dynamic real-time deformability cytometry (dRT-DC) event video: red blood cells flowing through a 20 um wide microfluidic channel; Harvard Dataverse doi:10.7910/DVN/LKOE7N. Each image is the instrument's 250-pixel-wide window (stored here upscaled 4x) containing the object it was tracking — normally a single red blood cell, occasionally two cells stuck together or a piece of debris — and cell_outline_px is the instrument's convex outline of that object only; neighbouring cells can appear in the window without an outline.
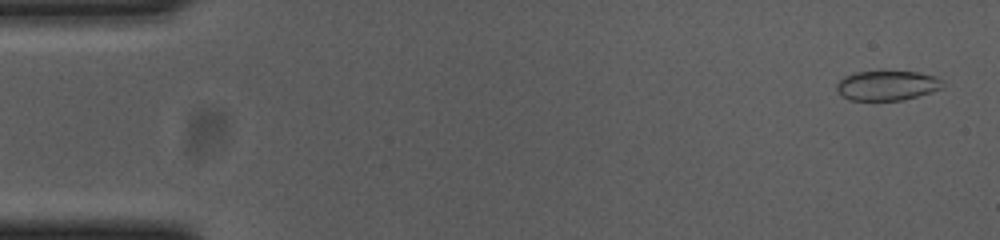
{"species": "common noctule bat (a hibernating species)", "species_latin": "Nyctalus noctula", "temperature_condition": "cold", "stored_images_in_passage": 16, "camera_frame_rate_fps": 3000, "um_per_image_px": 0.085, "animal": {"sex": "female", "body_mass_g": 23.0, "forearm_length_mm": 53.4}, "frame": {"image": 1, "passage_image": 2, "time_ms": 0.333, "image_size_px": [1000, 240], "cell_outline_px": [[944, 84], [940, 88], [904, 100], [848, 100], [840, 96], [836, 92], [836, 84], [844, 76], [856, 72], [880, 68], [916, 72], [936, 76]], "centroid_in_image_um": [75.32, 7.22], "position_along_channel_um": 9.7, "area_um2": 19.07}}
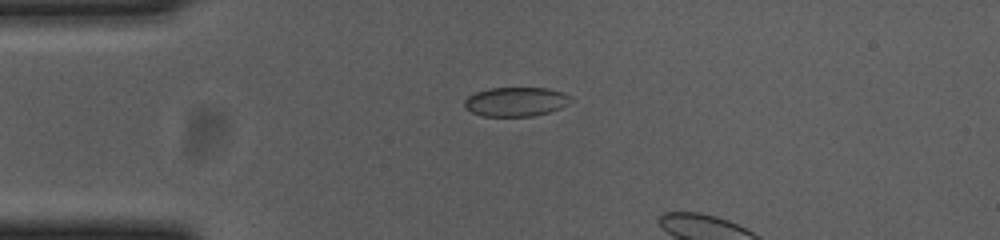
{"frame": {"image": 2, "passage_image": 13, "time_ms": 4.0, "image_size_px": [1000, 240], "cell_outline_px": [[572, 100], [568, 104], [560, 108], [548, 112], [532, 116], [484, 116], [472, 112], [464, 108], [464, 100], [468, 96], [476, 92], [488, 88], [548, 88], [572, 96]], "centroid_in_image_um": [43.83, 8.64], "position_along_channel_um": 41.2, "area_um2": 18.09}}